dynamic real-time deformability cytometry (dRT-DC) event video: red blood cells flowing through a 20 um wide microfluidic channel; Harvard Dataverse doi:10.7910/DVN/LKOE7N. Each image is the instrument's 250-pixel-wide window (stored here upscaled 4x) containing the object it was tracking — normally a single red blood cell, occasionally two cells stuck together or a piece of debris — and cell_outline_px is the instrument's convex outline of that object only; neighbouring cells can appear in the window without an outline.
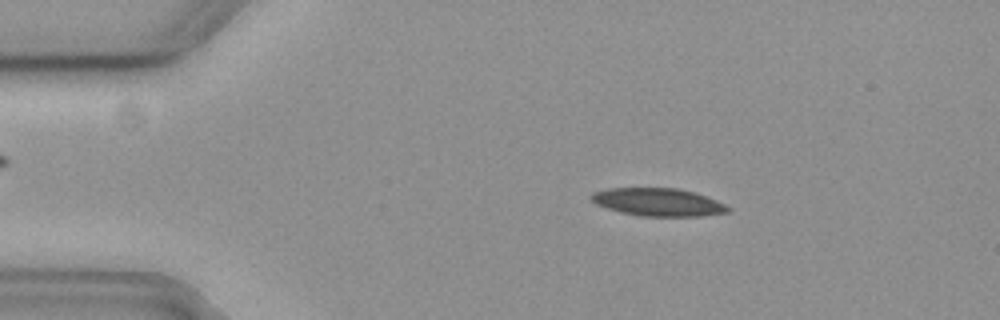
{"species": "common noctule bat (a hibernating species)", "species_latin": "Nyctalus noctula", "temperature_condition": "cold", "stored_images_in_passage": 8, "camera_frame_rate_fps": 3000, "um_per_image_px": 0.085, "animal": {"sex": "female", "body_mass_g": 19.3, "forearm_length_mm": 54.1}, "frame": {"image": 1, "passage_image": 2, "time_ms": 0.333, "image_size_px": [1000, 320], "cell_outline_px": [[728, 212], [704, 216], [640, 216], [620, 212], [596, 204], [588, 196], [592, 192], [608, 188], [680, 188], [696, 192], [716, 200], [724, 204], [728, 208]], "centroid_in_image_um": [55.92, 17.17], "position_along_channel_um": 29.1, "area_um2": 22.25}}
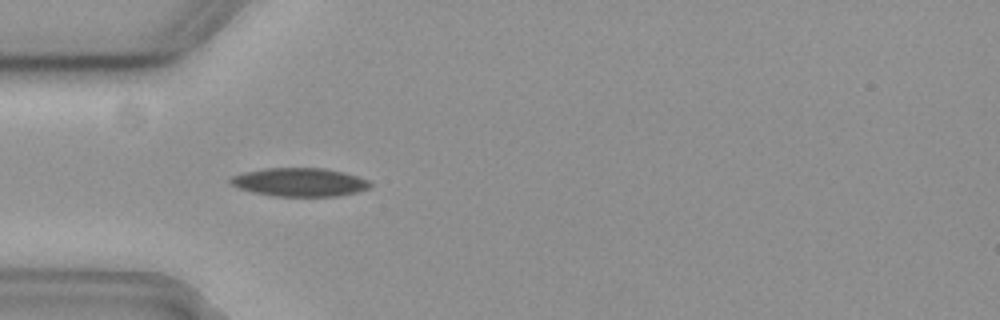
{"frame": {"image": 2, "passage_image": 4, "time_ms": 1.0, "image_size_px": [1000, 320], "cell_outline_px": [[372, 184], [368, 188], [356, 192], [336, 196], [272, 196], [252, 192], [240, 188], [232, 184], [228, 180], [232, 176], [244, 172], [264, 168], [324, 168], [344, 172], [368, 180]], "centroid_in_image_um": [25.45, 15.48], "position_along_channel_um": 59.6, "area_um2": 23.06}}